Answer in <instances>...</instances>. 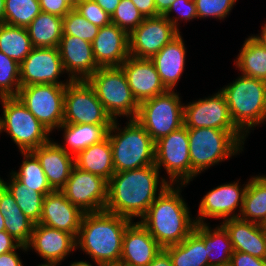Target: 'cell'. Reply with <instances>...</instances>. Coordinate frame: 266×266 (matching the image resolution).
Instances as JSON below:
<instances>
[{
    "label": "cell",
    "mask_w": 266,
    "mask_h": 266,
    "mask_svg": "<svg viewBox=\"0 0 266 266\" xmlns=\"http://www.w3.org/2000/svg\"><path fill=\"white\" fill-rule=\"evenodd\" d=\"M230 266H266V259H260L250 254L234 251Z\"/></svg>",
    "instance_id": "obj_46"
},
{
    "label": "cell",
    "mask_w": 266,
    "mask_h": 266,
    "mask_svg": "<svg viewBox=\"0 0 266 266\" xmlns=\"http://www.w3.org/2000/svg\"><path fill=\"white\" fill-rule=\"evenodd\" d=\"M84 212L61 191L46 194L39 224L66 231L77 238Z\"/></svg>",
    "instance_id": "obj_20"
},
{
    "label": "cell",
    "mask_w": 266,
    "mask_h": 266,
    "mask_svg": "<svg viewBox=\"0 0 266 266\" xmlns=\"http://www.w3.org/2000/svg\"><path fill=\"white\" fill-rule=\"evenodd\" d=\"M37 266H58V264H40V265H37Z\"/></svg>",
    "instance_id": "obj_60"
},
{
    "label": "cell",
    "mask_w": 266,
    "mask_h": 266,
    "mask_svg": "<svg viewBox=\"0 0 266 266\" xmlns=\"http://www.w3.org/2000/svg\"><path fill=\"white\" fill-rule=\"evenodd\" d=\"M59 53L64 71L72 81L87 80L100 67L97 65L92 43L71 35H62Z\"/></svg>",
    "instance_id": "obj_19"
},
{
    "label": "cell",
    "mask_w": 266,
    "mask_h": 266,
    "mask_svg": "<svg viewBox=\"0 0 266 266\" xmlns=\"http://www.w3.org/2000/svg\"><path fill=\"white\" fill-rule=\"evenodd\" d=\"M239 218L258 224L266 223V175L249 179Z\"/></svg>",
    "instance_id": "obj_32"
},
{
    "label": "cell",
    "mask_w": 266,
    "mask_h": 266,
    "mask_svg": "<svg viewBox=\"0 0 266 266\" xmlns=\"http://www.w3.org/2000/svg\"><path fill=\"white\" fill-rule=\"evenodd\" d=\"M148 266H173V263L168 252L163 248Z\"/></svg>",
    "instance_id": "obj_50"
},
{
    "label": "cell",
    "mask_w": 266,
    "mask_h": 266,
    "mask_svg": "<svg viewBox=\"0 0 266 266\" xmlns=\"http://www.w3.org/2000/svg\"><path fill=\"white\" fill-rule=\"evenodd\" d=\"M41 12L64 17L74 7L69 0H39Z\"/></svg>",
    "instance_id": "obj_45"
},
{
    "label": "cell",
    "mask_w": 266,
    "mask_h": 266,
    "mask_svg": "<svg viewBox=\"0 0 266 266\" xmlns=\"http://www.w3.org/2000/svg\"><path fill=\"white\" fill-rule=\"evenodd\" d=\"M145 19L131 0H121L111 15V23L130 34Z\"/></svg>",
    "instance_id": "obj_41"
},
{
    "label": "cell",
    "mask_w": 266,
    "mask_h": 266,
    "mask_svg": "<svg viewBox=\"0 0 266 266\" xmlns=\"http://www.w3.org/2000/svg\"><path fill=\"white\" fill-rule=\"evenodd\" d=\"M159 172L155 165H149L114 173L108 181L105 211L133 221L136 217L141 219L157 194L170 185Z\"/></svg>",
    "instance_id": "obj_1"
},
{
    "label": "cell",
    "mask_w": 266,
    "mask_h": 266,
    "mask_svg": "<svg viewBox=\"0 0 266 266\" xmlns=\"http://www.w3.org/2000/svg\"><path fill=\"white\" fill-rule=\"evenodd\" d=\"M164 249L171 257L173 266H209L204 243V224H196L181 243Z\"/></svg>",
    "instance_id": "obj_27"
},
{
    "label": "cell",
    "mask_w": 266,
    "mask_h": 266,
    "mask_svg": "<svg viewBox=\"0 0 266 266\" xmlns=\"http://www.w3.org/2000/svg\"><path fill=\"white\" fill-rule=\"evenodd\" d=\"M231 119L246 136L266 121V81L241 75L220 90Z\"/></svg>",
    "instance_id": "obj_4"
},
{
    "label": "cell",
    "mask_w": 266,
    "mask_h": 266,
    "mask_svg": "<svg viewBox=\"0 0 266 266\" xmlns=\"http://www.w3.org/2000/svg\"><path fill=\"white\" fill-rule=\"evenodd\" d=\"M120 67L123 69L131 92L138 103L167 91L150 59L129 56Z\"/></svg>",
    "instance_id": "obj_21"
},
{
    "label": "cell",
    "mask_w": 266,
    "mask_h": 266,
    "mask_svg": "<svg viewBox=\"0 0 266 266\" xmlns=\"http://www.w3.org/2000/svg\"><path fill=\"white\" fill-rule=\"evenodd\" d=\"M85 0H69L70 4L75 7L78 3L84 2Z\"/></svg>",
    "instance_id": "obj_58"
},
{
    "label": "cell",
    "mask_w": 266,
    "mask_h": 266,
    "mask_svg": "<svg viewBox=\"0 0 266 266\" xmlns=\"http://www.w3.org/2000/svg\"><path fill=\"white\" fill-rule=\"evenodd\" d=\"M184 126L187 129L215 128L240 131L233 123L224 94L221 91L204 99L184 104Z\"/></svg>",
    "instance_id": "obj_15"
},
{
    "label": "cell",
    "mask_w": 266,
    "mask_h": 266,
    "mask_svg": "<svg viewBox=\"0 0 266 266\" xmlns=\"http://www.w3.org/2000/svg\"><path fill=\"white\" fill-rule=\"evenodd\" d=\"M94 59L99 67H120L129 54V34L115 24L99 28L92 42Z\"/></svg>",
    "instance_id": "obj_22"
},
{
    "label": "cell",
    "mask_w": 266,
    "mask_h": 266,
    "mask_svg": "<svg viewBox=\"0 0 266 266\" xmlns=\"http://www.w3.org/2000/svg\"><path fill=\"white\" fill-rule=\"evenodd\" d=\"M173 11H176L178 16H171V18L170 15ZM164 16L167 20L171 22V24L179 33L181 32L178 29V21L185 20L186 22L188 20L192 21L193 19L198 18L194 0H176L167 10Z\"/></svg>",
    "instance_id": "obj_44"
},
{
    "label": "cell",
    "mask_w": 266,
    "mask_h": 266,
    "mask_svg": "<svg viewBox=\"0 0 266 266\" xmlns=\"http://www.w3.org/2000/svg\"><path fill=\"white\" fill-rule=\"evenodd\" d=\"M16 250L1 254L0 266H23Z\"/></svg>",
    "instance_id": "obj_49"
},
{
    "label": "cell",
    "mask_w": 266,
    "mask_h": 266,
    "mask_svg": "<svg viewBox=\"0 0 266 266\" xmlns=\"http://www.w3.org/2000/svg\"><path fill=\"white\" fill-rule=\"evenodd\" d=\"M105 12L112 15L121 0H94Z\"/></svg>",
    "instance_id": "obj_51"
},
{
    "label": "cell",
    "mask_w": 266,
    "mask_h": 266,
    "mask_svg": "<svg viewBox=\"0 0 266 266\" xmlns=\"http://www.w3.org/2000/svg\"><path fill=\"white\" fill-rule=\"evenodd\" d=\"M221 225L228 232L234 251L266 259L262 224L232 218L224 220Z\"/></svg>",
    "instance_id": "obj_25"
},
{
    "label": "cell",
    "mask_w": 266,
    "mask_h": 266,
    "mask_svg": "<svg viewBox=\"0 0 266 266\" xmlns=\"http://www.w3.org/2000/svg\"><path fill=\"white\" fill-rule=\"evenodd\" d=\"M155 166L166 170L171 185H186L191 181L189 136L183 125L155 142Z\"/></svg>",
    "instance_id": "obj_10"
},
{
    "label": "cell",
    "mask_w": 266,
    "mask_h": 266,
    "mask_svg": "<svg viewBox=\"0 0 266 266\" xmlns=\"http://www.w3.org/2000/svg\"><path fill=\"white\" fill-rule=\"evenodd\" d=\"M132 221L105 210L85 213L76 238V249L83 250L94 262H118L124 232Z\"/></svg>",
    "instance_id": "obj_3"
},
{
    "label": "cell",
    "mask_w": 266,
    "mask_h": 266,
    "mask_svg": "<svg viewBox=\"0 0 266 266\" xmlns=\"http://www.w3.org/2000/svg\"><path fill=\"white\" fill-rule=\"evenodd\" d=\"M26 246L45 259V264L59 265L70 252L76 250V238L66 231L37 223Z\"/></svg>",
    "instance_id": "obj_18"
},
{
    "label": "cell",
    "mask_w": 266,
    "mask_h": 266,
    "mask_svg": "<svg viewBox=\"0 0 266 266\" xmlns=\"http://www.w3.org/2000/svg\"><path fill=\"white\" fill-rule=\"evenodd\" d=\"M4 216L3 214L0 212V231H5V224H4Z\"/></svg>",
    "instance_id": "obj_57"
},
{
    "label": "cell",
    "mask_w": 266,
    "mask_h": 266,
    "mask_svg": "<svg viewBox=\"0 0 266 266\" xmlns=\"http://www.w3.org/2000/svg\"><path fill=\"white\" fill-rule=\"evenodd\" d=\"M75 167L109 181L115 173L109 137L92 144L74 156Z\"/></svg>",
    "instance_id": "obj_28"
},
{
    "label": "cell",
    "mask_w": 266,
    "mask_h": 266,
    "mask_svg": "<svg viewBox=\"0 0 266 266\" xmlns=\"http://www.w3.org/2000/svg\"><path fill=\"white\" fill-rule=\"evenodd\" d=\"M33 48L58 47L63 35V18L41 12L28 26Z\"/></svg>",
    "instance_id": "obj_31"
},
{
    "label": "cell",
    "mask_w": 266,
    "mask_h": 266,
    "mask_svg": "<svg viewBox=\"0 0 266 266\" xmlns=\"http://www.w3.org/2000/svg\"><path fill=\"white\" fill-rule=\"evenodd\" d=\"M20 153L24 156V159L19 172L12 170L11 174L27 188L42 193L44 196L52 193L54 190L49 185L37 157L31 151Z\"/></svg>",
    "instance_id": "obj_37"
},
{
    "label": "cell",
    "mask_w": 266,
    "mask_h": 266,
    "mask_svg": "<svg viewBox=\"0 0 266 266\" xmlns=\"http://www.w3.org/2000/svg\"><path fill=\"white\" fill-rule=\"evenodd\" d=\"M40 13L39 0H5L4 23L27 28Z\"/></svg>",
    "instance_id": "obj_38"
},
{
    "label": "cell",
    "mask_w": 266,
    "mask_h": 266,
    "mask_svg": "<svg viewBox=\"0 0 266 266\" xmlns=\"http://www.w3.org/2000/svg\"><path fill=\"white\" fill-rule=\"evenodd\" d=\"M204 243L209 266L230 264L234 250L229 234L221 224L211 229L204 223Z\"/></svg>",
    "instance_id": "obj_36"
},
{
    "label": "cell",
    "mask_w": 266,
    "mask_h": 266,
    "mask_svg": "<svg viewBox=\"0 0 266 266\" xmlns=\"http://www.w3.org/2000/svg\"><path fill=\"white\" fill-rule=\"evenodd\" d=\"M108 181L96 174L73 167L69 179L60 190L84 213L104 211L107 202Z\"/></svg>",
    "instance_id": "obj_13"
},
{
    "label": "cell",
    "mask_w": 266,
    "mask_h": 266,
    "mask_svg": "<svg viewBox=\"0 0 266 266\" xmlns=\"http://www.w3.org/2000/svg\"><path fill=\"white\" fill-rule=\"evenodd\" d=\"M33 46L26 27L0 23V51L19 64L29 55Z\"/></svg>",
    "instance_id": "obj_34"
},
{
    "label": "cell",
    "mask_w": 266,
    "mask_h": 266,
    "mask_svg": "<svg viewBox=\"0 0 266 266\" xmlns=\"http://www.w3.org/2000/svg\"><path fill=\"white\" fill-rule=\"evenodd\" d=\"M237 0H194L198 18L224 19L230 14Z\"/></svg>",
    "instance_id": "obj_42"
},
{
    "label": "cell",
    "mask_w": 266,
    "mask_h": 266,
    "mask_svg": "<svg viewBox=\"0 0 266 266\" xmlns=\"http://www.w3.org/2000/svg\"><path fill=\"white\" fill-rule=\"evenodd\" d=\"M234 62L242 75L266 81V49L251 36L244 41Z\"/></svg>",
    "instance_id": "obj_35"
},
{
    "label": "cell",
    "mask_w": 266,
    "mask_h": 266,
    "mask_svg": "<svg viewBox=\"0 0 266 266\" xmlns=\"http://www.w3.org/2000/svg\"><path fill=\"white\" fill-rule=\"evenodd\" d=\"M266 23V22H265ZM260 35H252L251 37L258 43L260 44L263 48L266 49V24L262 26L261 33Z\"/></svg>",
    "instance_id": "obj_53"
},
{
    "label": "cell",
    "mask_w": 266,
    "mask_h": 266,
    "mask_svg": "<svg viewBox=\"0 0 266 266\" xmlns=\"http://www.w3.org/2000/svg\"><path fill=\"white\" fill-rule=\"evenodd\" d=\"M3 116L0 133L10 135L20 152H29L49 142L50 131L40 123L17 96L1 97Z\"/></svg>",
    "instance_id": "obj_8"
},
{
    "label": "cell",
    "mask_w": 266,
    "mask_h": 266,
    "mask_svg": "<svg viewBox=\"0 0 266 266\" xmlns=\"http://www.w3.org/2000/svg\"><path fill=\"white\" fill-rule=\"evenodd\" d=\"M191 181L204 170L243 151L246 136L241 131L215 128L187 129ZM202 171V172H201Z\"/></svg>",
    "instance_id": "obj_5"
},
{
    "label": "cell",
    "mask_w": 266,
    "mask_h": 266,
    "mask_svg": "<svg viewBox=\"0 0 266 266\" xmlns=\"http://www.w3.org/2000/svg\"><path fill=\"white\" fill-rule=\"evenodd\" d=\"M216 266H230V264H225V265H216Z\"/></svg>",
    "instance_id": "obj_61"
},
{
    "label": "cell",
    "mask_w": 266,
    "mask_h": 266,
    "mask_svg": "<svg viewBox=\"0 0 266 266\" xmlns=\"http://www.w3.org/2000/svg\"><path fill=\"white\" fill-rule=\"evenodd\" d=\"M19 248L24 252L28 251L26 245L20 244L6 231H0V255Z\"/></svg>",
    "instance_id": "obj_47"
},
{
    "label": "cell",
    "mask_w": 266,
    "mask_h": 266,
    "mask_svg": "<svg viewBox=\"0 0 266 266\" xmlns=\"http://www.w3.org/2000/svg\"><path fill=\"white\" fill-rule=\"evenodd\" d=\"M145 18L158 16L154 0H131Z\"/></svg>",
    "instance_id": "obj_48"
},
{
    "label": "cell",
    "mask_w": 266,
    "mask_h": 266,
    "mask_svg": "<svg viewBox=\"0 0 266 266\" xmlns=\"http://www.w3.org/2000/svg\"><path fill=\"white\" fill-rule=\"evenodd\" d=\"M181 187L185 185L167 186L139 221L162 248L181 243L196 226Z\"/></svg>",
    "instance_id": "obj_2"
},
{
    "label": "cell",
    "mask_w": 266,
    "mask_h": 266,
    "mask_svg": "<svg viewBox=\"0 0 266 266\" xmlns=\"http://www.w3.org/2000/svg\"><path fill=\"white\" fill-rule=\"evenodd\" d=\"M112 122V118L86 80L71 81L66 85L63 123L111 125Z\"/></svg>",
    "instance_id": "obj_11"
},
{
    "label": "cell",
    "mask_w": 266,
    "mask_h": 266,
    "mask_svg": "<svg viewBox=\"0 0 266 266\" xmlns=\"http://www.w3.org/2000/svg\"><path fill=\"white\" fill-rule=\"evenodd\" d=\"M162 249L139 221L131 222L123 235L120 261L126 266H148Z\"/></svg>",
    "instance_id": "obj_23"
},
{
    "label": "cell",
    "mask_w": 266,
    "mask_h": 266,
    "mask_svg": "<svg viewBox=\"0 0 266 266\" xmlns=\"http://www.w3.org/2000/svg\"><path fill=\"white\" fill-rule=\"evenodd\" d=\"M70 266H93V265H91V263H89L88 261H76L71 263Z\"/></svg>",
    "instance_id": "obj_56"
},
{
    "label": "cell",
    "mask_w": 266,
    "mask_h": 266,
    "mask_svg": "<svg viewBox=\"0 0 266 266\" xmlns=\"http://www.w3.org/2000/svg\"><path fill=\"white\" fill-rule=\"evenodd\" d=\"M98 31L99 27L86 20L75 8L63 17V35L76 36L92 43Z\"/></svg>",
    "instance_id": "obj_40"
},
{
    "label": "cell",
    "mask_w": 266,
    "mask_h": 266,
    "mask_svg": "<svg viewBox=\"0 0 266 266\" xmlns=\"http://www.w3.org/2000/svg\"><path fill=\"white\" fill-rule=\"evenodd\" d=\"M178 34L164 15L145 18L129 34V54L138 59H151Z\"/></svg>",
    "instance_id": "obj_14"
},
{
    "label": "cell",
    "mask_w": 266,
    "mask_h": 266,
    "mask_svg": "<svg viewBox=\"0 0 266 266\" xmlns=\"http://www.w3.org/2000/svg\"><path fill=\"white\" fill-rule=\"evenodd\" d=\"M179 33L150 60L154 63L160 79L167 90H175L184 72L186 47Z\"/></svg>",
    "instance_id": "obj_26"
},
{
    "label": "cell",
    "mask_w": 266,
    "mask_h": 266,
    "mask_svg": "<svg viewBox=\"0 0 266 266\" xmlns=\"http://www.w3.org/2000/svg\"><path fill=\"white\" fill-rule=\"evenodd\" d=\"M39 160L47 181L54 191H60L75 166L74 155L67 153L58 143L49 142L31 151Z\"/></svg>",
    "instance_id": "obj_24"
},
{
    "label": "cell",
    "mask_w": 266,
    "mask_h": 266,
    "mask_svg": "<svg viewBox=\"0 0 266 266\" xmlns=\"http://www.w3.org/2000/svg\"><path fill=\"white\" fill-rule=\"evenodd\" d=\"M5 0H0V23H4Z\"/></svg>",
    "instance_id": "obj_55"
},
{
    "label": "cell",
    "mask_w": 266,
    "mask_h": 266,
    "mask_svg": "<svg viewBox=\"0 0 266 266\" xmlns=\"http://www.w3.org/2000/svg\"><path fill=\"white\" fill-rule=\"evenodd\" d=\"M247 185L248 182L241 188L237 180V182L219 185L209 191L199 204L197 217H193L196 218V224H204L205 219L210 217L220 218L223 221L239 218ZM238 206L239 213H234Z\"/></svg>",
    "instance_id": "obj_17"
},
{
    "label": "cell",
    "mask_w": 266,
    "mask_h": 266,
    "mask_svg": "<svg viewBox=\"0 0 266 266\" xmlns=\"http://www.w3.org/2000/svg\"><path fill=\"white\" fill-rule=\"evenodd\" d=\"M262 232H263V237H264L265 246H266V223L262 224Z\"/></svg>",
    "instance_id": "obj_59"
},
{
    "label": "cell",
    "mask_w": 266,
    "mask_h": 266,
    "mask_svg": "<svg viewBox=\"0 0 266 266\" xmlns=\"http://www.w3.org/2000/svg\"><path fill=\"white\" fill-rule=\"evenodd\" d=\"M66 85L36 84L21 87L17 97L50 132L63 124Z\"/></svg>",
    "instance_id": "obj_12"
},
{
    "label": "cell",
    "mask_w": 266,
    "mask_h": 266,
    "mask_svg": "<svg viewBox=\"0 0 266 266\" xmlns=\"http://www.w3.org/2000/svg\"><path fill=\"white\" fill-rule=\"evenodd\" d=\"M64 73L58 47L33 48L20 63V84L21 87L36 84L67 85L71 79L59 81Z\"/></svg>",
    "instance_id": "obj_16"
},
{
    "label": "cell",
    "mask_w": 266,
    "mask_h": 266,
    "mask_svg": "<svg viewBox=\"0 0 266 266\" xmlns=\"http://www.w3.org/2000/svg\"><path fill=\"white\" fill-rule=\"evenodd\" d=\"M95 264H96V266H126L121 261H118V262H102V263L95 262Z\"/></svg>",
    "instance_id": "obj_54"
},
{
    "label": "cell",
    "mask_w": 266,
    "mask_h": 266,
    "mask_svg": "<svg viewBox=\"0 0 266 266\" xmlns=\"http://www.w3.org/2000/svg\"><path fill=\"white\" fill-rule=\"evenodd\" d=\"M111 125L63 123L58 129L64 130V145L59 144L67 153L76 155L92 144L107 137Z\"/></svg>",
    "instance_id": "obj_30"
},
{
    "label": "cell",
    "mask_w": 266,
    "mask_h": 266,
    "mask_svg": "<svg viewBox=\"0 0 266 266\" xmlns=\"http://www.w3.org/2000/svg\"><path fill=\"white\" fill-rule=\"evenodd\" d=\"M94 89L107 114L116 120L126 116L135 119L139 103L134 98L121 67H100L86 80Z\"/></svg>",
    "instance_id": "obj_7"
},
{
    "label": "cell",
    "mask_w": 266,
    "mask_h": 266,
    "mask_svg": "<svg viewBox=\"0 0 266 266\" xmlns=\"http://www.w3.org/2000/svg\"><path fill=\"white\" fill-rule=\"evenodd\" d=\"M117 122L113 120L107 134L115 173L155 165V142L146 130L135 119L122 129Z\"/></svg>",
    "instance_id": "obj_6"
},
{
    "label": "cell",
    "mask_w": 266,
    "mask_h": 266,
    "mask_svg": "<svg viewBox=\"0 0 266 266\" xmlns=\"http://www.w3.org/2000/svg\"><path fill=\"white\" fill-rule=\"evenodd\" d=\"M177 93L167 90L139 103L135 120L154 142L184 125V103Z\"/></svg>",
    "instance_id": "obj_9"
},
{
    "label": "cell",
    "mask_w": 266,
    "mask_h": 266,
    "mask_svg": "<svg viewBox=\"0 0 266 266\" xmlns=\"http://www.w3.org/2000/svg\"><path fill=\"white\" fill-rule=\"evenodd\" d=\"M11 178L8 183L1 179L0 183L8 190L13 196L16 204L21 209L27 218L34 224L39 223L42 215V207L44 195L30 188H27L18 179H16L11 173Z\"/></svg>",
    "instance_id": "obj_33"
},
{
    "label": "cell",
    "mask_w": 266,
    "mask_h": 266,
    "mask_svg": "<svg viewBox=\"0 0 266 266\" xmlns=\"http://www.w3.org/2000/svg\"><path fill=\"white\" fill-rule=\"evenodd\" d=\"M74 8L86 20L99 28L111 24V15L105 12L94 0L80 2Z\"/></svg>",
    "instance_id": "obj_43"
},
{
    "label": "cell",
    "mask_w": 266,
    "mask_h": 266,
    "mask_svg": "<svg viewBox=\"0 0 266 266\" xmlns=\"http://www.w3.org/2000/svg\"><path fill=\"white\" fill-rule=\"evenodd\" d=\"M0 212L4 216L5 231L20 244L30 242L34 223L22 213L13 196L0 183Z\"/></svg>",
    "instance_id": "obj_29"
},
{
    "label": "cell",
    "mask_w": 266,
    "mask_h": 266,
    "mask_svg": "<svg viewBox=\"0 0 266 266\" xmlns=\"http://www.w3.org/2000/svg\"><path fill=\"white\" fill-rule=\"evenodd\" d=\"M175 1L176 0H154L157 13L159 15H164Z\"/></svg>",
    "instance_id": "obj_52"
},
{
    "label": "cell",
    "mask_w": 266,
    "mask_h": 266,
    "mask_svg": "<svg viewBox=\"0 0 266 266\" xmlns=\"http://www.w3.org/2000/svg\"><path fill=\"white\" fill-rule=\"evenodd\" d=\"M20 88V64L0 51V98L17 96Z\"/></svg>",
    "instance_id": "obj_39"
}]
</instances>
